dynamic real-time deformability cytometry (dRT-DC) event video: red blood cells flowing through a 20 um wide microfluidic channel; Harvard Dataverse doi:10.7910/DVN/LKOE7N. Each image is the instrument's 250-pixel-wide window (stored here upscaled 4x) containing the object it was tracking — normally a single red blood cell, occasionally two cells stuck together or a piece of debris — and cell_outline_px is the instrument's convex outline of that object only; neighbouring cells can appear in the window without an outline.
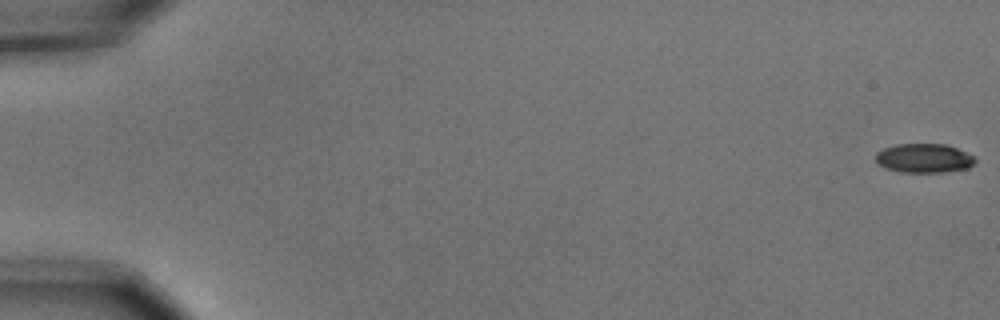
{"species": "common noctule bat (a hibernating species)", "species_latin": "Nyctalus noctula", "temperature_condition": "cold", "stored_images_in_passage": 4, "camera_frame_rate_fps": 3000, "um_per_image_px": 0.085, "animal": {"sex": "male", "body_mass_g": 15.6}, "frame": {"image": 1, "passage_image": 1, "time_ms": 0.0, "image_size_px": [1000, 320], "cell_outline_px": [[976, 160], [968, 168], [944, 172], [900, 172], [884, 168], [876, 160], [876, 152], [884, 148], [896, 144], [948, 144], [972, 156]], "centroid_in_image_um": [78.51, 13.44], "position_along_channel_um": 6.5, "area_um2": 16.76}}